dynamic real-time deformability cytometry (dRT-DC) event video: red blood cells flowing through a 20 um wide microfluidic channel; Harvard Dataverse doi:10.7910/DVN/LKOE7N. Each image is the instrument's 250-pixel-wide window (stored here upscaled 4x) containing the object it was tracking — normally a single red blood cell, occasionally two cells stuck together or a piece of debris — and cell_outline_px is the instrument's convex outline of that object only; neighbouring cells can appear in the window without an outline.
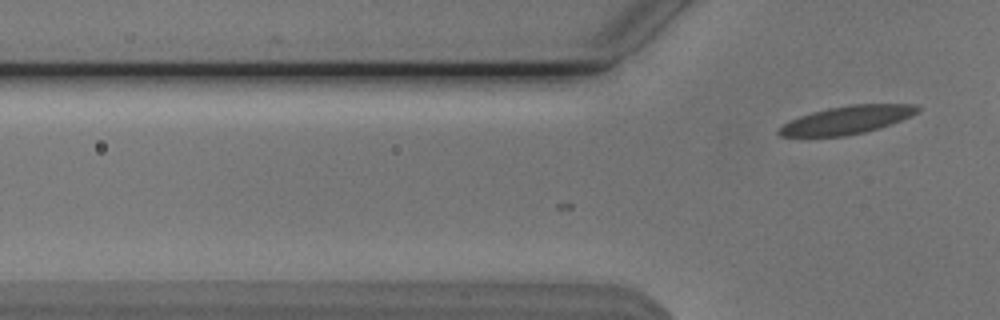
{"species": "Egyptian fruit bat (a non-hibernating species)", "species_latin": "Rousettus aegyptiacus", "temperature_condition": "cold", "stored_images_in_passage": 3, "camera_frame_rate_fps": 3000, "um_per_image_px": 0.085, "animal": {"sex": "male"}, "frame": {"image": 1, "passage_image": 3, "time_ms": 0.667, "image_size_px": [1000, 320], "cell_outline_px": [[920, 108], [916, 112], [900, 120], [864, 132], [844, 136], [780, 136], [776, 132], [776, 128], [800, 116], [812, 112], [828, 108], [852, 104], [916, 104]], "centroid_in_image_um": [71.92, 10.19], "position_along_channel_um": 53.9, "area_um2": 22.2}}